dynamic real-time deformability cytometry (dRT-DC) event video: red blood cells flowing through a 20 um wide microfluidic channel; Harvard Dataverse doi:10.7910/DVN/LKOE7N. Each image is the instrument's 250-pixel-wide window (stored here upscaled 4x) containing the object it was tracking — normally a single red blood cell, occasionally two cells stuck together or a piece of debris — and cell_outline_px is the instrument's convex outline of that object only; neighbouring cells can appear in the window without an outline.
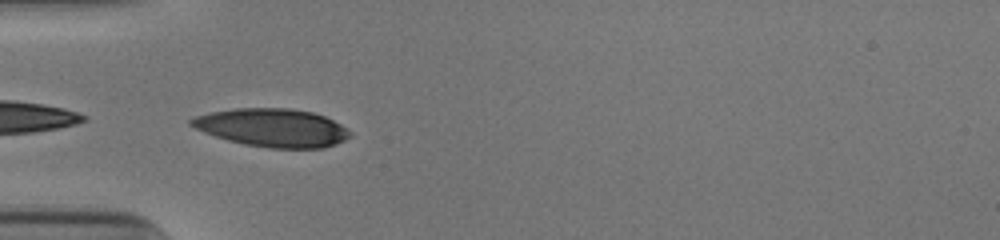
{"species": "human", "species_latin": "Homo sapiens", "temperature_condition": "cold", "stored_images_in_passage": 36, "camera_frame_rate_fps": 3000, "um_per_image_px": 0.085, "donor": {"sex": "male"}, "frame": {"image": 1, "passage_image": 1, "time_ms": 0.0, "image_size_px": [1000, 240], "cell_outline_px": [[352, 136], [336, 144], [324, 148], [268, 148], [244, 144], [228, 140], [204, 132], [188, 124], [188, 120], [196, 116], [212, 112], [236, 108], [288, 108], [312, 112], [324, 116], [348, 128], [352, 132]], "centroid_in_image_um": [23.18, 10.86], "position_along_channel_um": 61.8, "area_um2": 35.32}}
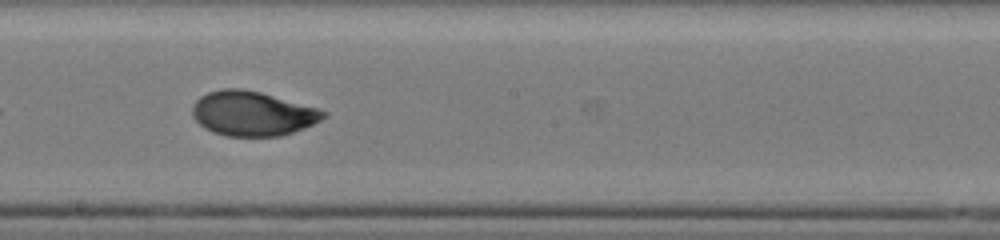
{"frame": {"image": 2, "passage_image": 14, "time_ms": 4.333, "image_size_px": [1000, 240], "cell_outline_px": [[328, 116], [312, 124], [292, 132], [280, 136], [228, 136], [212, 132], [204, 128], [192, 116], [192, 104], [200, 96], [208, 92], [220, 88], [240, 88], [260, 92], [316, 108], [328, 112]], "centroid_in_image_um": [21.41, 9.64], "position_along_channel_um": 226.8, "area_um2": 33.93}}
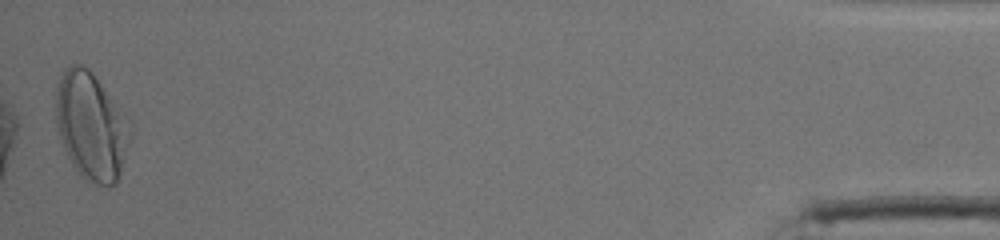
{"frame": {"image": 3, "passage_image": 36, "time_ms": 11.667, "image_size_px": [1000, 240], "cell_outline_px": [[132, 136], [116, 184], [96, 184], [84, 180], [76, 172], [64, 148], [56, 124], [56, 88], [64, 72], [72, 64], [84, 64], [92, 72], [132, 120]], "centroid_in_image_um": [7.79, 10.72], "position_along_channel_um": 427.4, "area_um2": 46.99}, "authors_computed_cell_mechanics": {"area_um2": 33.7841, "velocity_mm_per_s": 3.8982, "shape_relaxation_time_tau1_ms": 5.0565, "shape_relaxation_time_tau2_ms": 1.0664, "deformation_change_tau1": 0.1946, "deformation_change_tau2": 0.043}}